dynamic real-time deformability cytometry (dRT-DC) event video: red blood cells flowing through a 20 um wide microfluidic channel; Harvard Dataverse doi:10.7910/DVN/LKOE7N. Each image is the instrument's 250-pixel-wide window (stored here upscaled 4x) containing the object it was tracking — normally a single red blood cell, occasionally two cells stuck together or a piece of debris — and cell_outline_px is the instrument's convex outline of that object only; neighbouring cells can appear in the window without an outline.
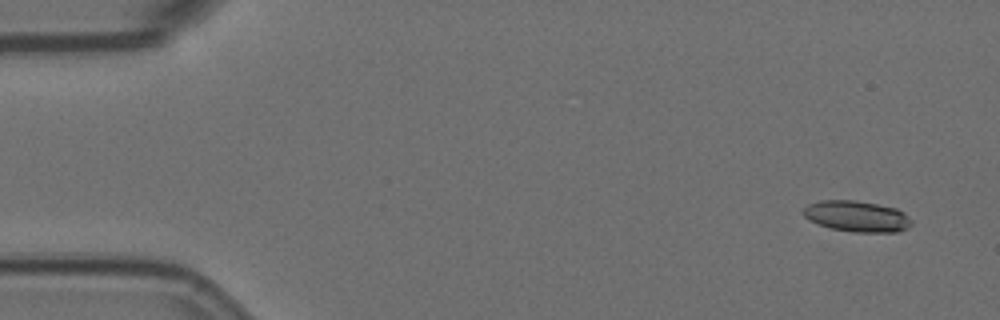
{"species": "Egyptian fruit bat (a non-hibernating species)", "species_latin": "Rousettus aegyptiacus", "temperature_condition": "room temperature", "stored_images_in_passage": 6, "camera_frame_rate_fps": 3000, "um_per_image_px": 0.085, "animal": {"sex": "female"}, "frame": {"image": 1, "passage_image": 1, "time_ms": 0.0, "image_size_px": [1000, 320], "cell_outline_px": [[912, 224], [908, 228], [896, 232], [856, 232], [832, 228], [816, 224], [808, 220], [804, 216], [804, 208], [808, 204], [820, 200], [856, 200], [896, 208], [904, 212], [912, 220]], "centroid_in_image_um": [72.84, 18.38], "position_along_channel_um": 12.2, "area_um2": 19.59}}
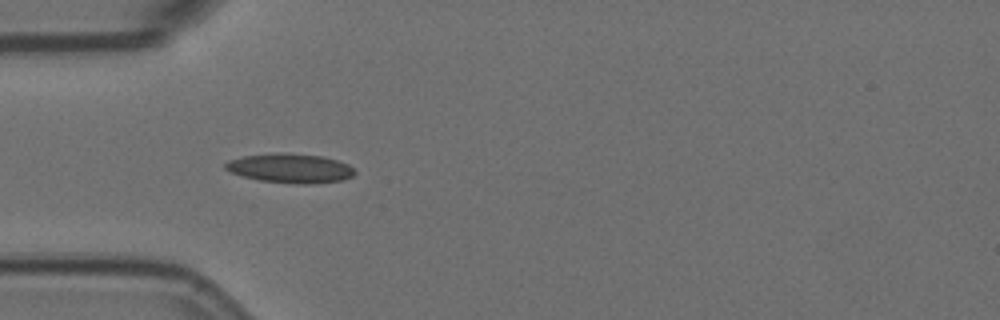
{"frame": {"image": 2, "passage_image": 5, "time_ms": 1.333, "image_size_px": [1000, 320], "cell_outline_px": [[356, 172], [352, 176], [344, 180], [308, 184], [296, 184], [260, 180], [244, 176], [232, 172], [224, 168], [224, 164], [228, 160], [244, 156], [276, 152], [280, 152], [324, 156], [348, 164]], "centroid_in_image_um": [24.68, 14.29], "position_along_channel_um": 60.3, "area_um2": 22.08}}
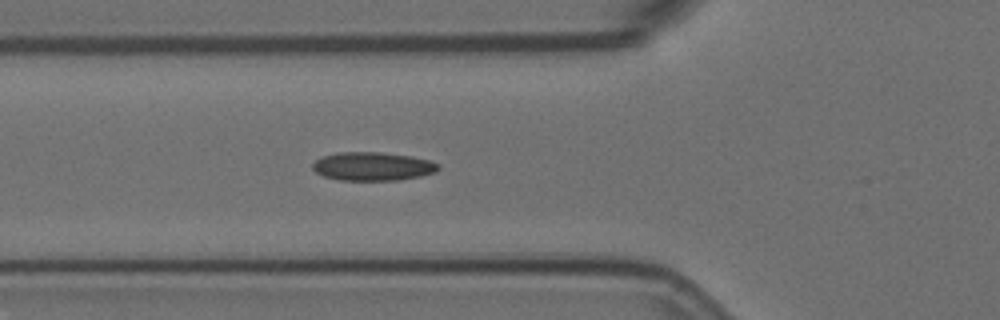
{"frame": {"image": 3, "passage_image": 6, "time_ms": 1.667, "image_size_px": [1000, 320], "cell_outline_px": [[440, 168], [436, 172], [420, 176], [396, 180], [340, 180], [324, 176], [316, 172], [312, 168], [312, 164], [316, 160], [324, 156], [340, 152], [380, 152], [412, 156], [428, 160], [440, 164]], "centroid_in_image_um": [31.7, 14.14], "position_along_channel_um": 94.1, "area_um2": 20.81}}